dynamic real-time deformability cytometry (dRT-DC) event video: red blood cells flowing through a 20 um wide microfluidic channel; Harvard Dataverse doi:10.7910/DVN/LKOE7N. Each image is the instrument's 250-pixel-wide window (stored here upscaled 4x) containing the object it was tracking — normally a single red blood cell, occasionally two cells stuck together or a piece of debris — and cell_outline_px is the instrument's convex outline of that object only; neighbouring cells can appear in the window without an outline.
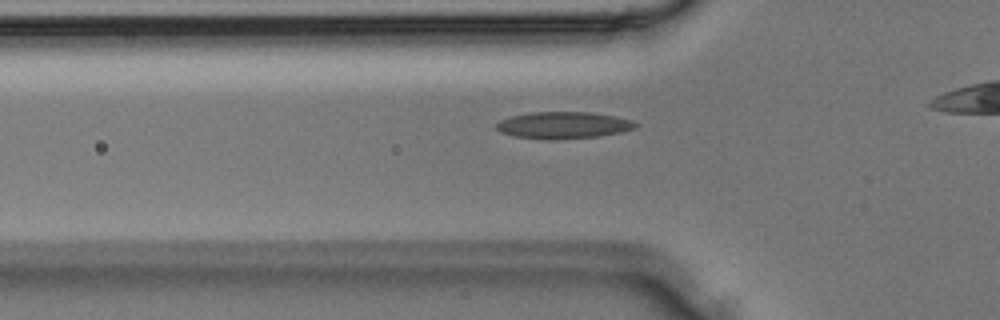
{"species": "Egyptian fruit bat (a non-hibernating species)", "species_latin": "Rousettus aegyptiacus", "temperature_condition": "room temperature", "stored_images_in_passage": 27, "camera_frame_rate_fps": 3000, "um_per_image_px": 0.085, "animal": {"sex": "male"}, "frame": {"image": 1, "passage_image": 7, "time_ms": 2.0, "image_size_px": [1000, 320], "cell_outline_px": [[640, 124], [636, 128], [620, 132], [600, 136], [556, 140], [548, 140], [516, 136], [500, 132], [496, 128], [496, 124], [500, 120], [512, 116], [532, 112], [588, 112], [612, 116], [632, 120]], "centroid_in_image_um": [47.9, 10.65], "position_along_channel_um": 77.9, "area_um2": 21.73}}
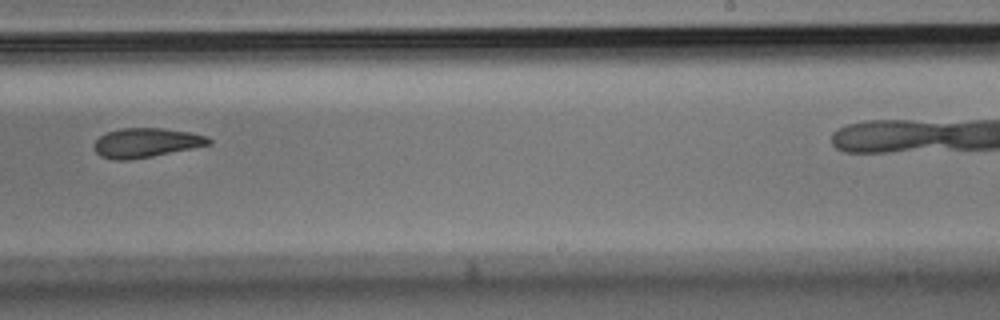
{"frame": {"image": 2, "passage_image": 18, "time_ms": 5.667, "image_size_px": [1000, 320], "cell_outline_px": [[212, 144], [152, 156], [128, 160], [116, 160], [100, 156], [96, 152], [92, 144], [100, 136], [108, 132], [120, 128], [160, 128], [188, 132], [208, 136], [212, 140]], "centroid_in_image_um": [12.4, 12.13], "position_along_channel_um": 276.6, "area_um2": 19.54}}
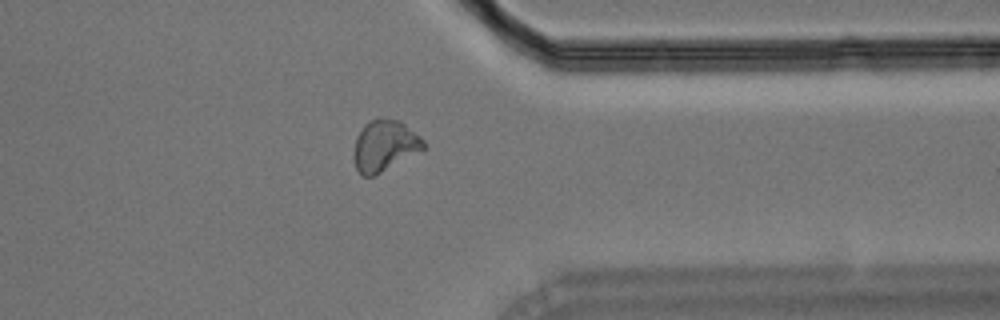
{"frame": {"image": 3, "passage_image": 24, "time_ms": 7.667, "image_size_px": [1000, 320], "cell_outline_px": [[424, 148], [380, 172], [372, 176], [364, 176], [356, 168], [352, 156], [352, 152], [356, 136], [364, 124], [372, 120], [400, 120], [424, 140]], "centroid_in_image_um": [32.63, 12.38], "position_along_channel_um": 378.8, "area_um2": 20.17}}